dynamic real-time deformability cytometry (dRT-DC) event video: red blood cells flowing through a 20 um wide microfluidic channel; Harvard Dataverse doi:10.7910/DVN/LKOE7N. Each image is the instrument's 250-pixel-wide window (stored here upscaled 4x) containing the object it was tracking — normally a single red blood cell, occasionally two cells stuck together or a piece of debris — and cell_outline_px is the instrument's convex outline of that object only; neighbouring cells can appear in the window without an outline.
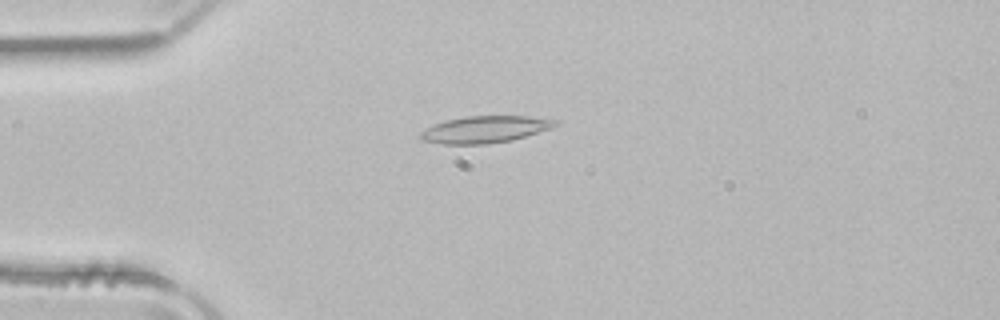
{"species": "common noctule bat (a hibernating species)", "species_latin": "Nyctalus noctula", "temperature_condition": "room temperature", "stored_images_in_passage": 45, "camera_frame_rate_fps": 3000, "um_per_image_px": 0.085, "animal": {"sex": "male", "body_mass_g": 21.5, "forearm_length_mm": 52.0}, "frame": {"image": 1, "passage_image": 7, "time_ms": 2.0, "image_size_px": [1000, 320], "cell_outline_px": [[560, 124], [552, 128], [512, 140], [488, 144], [444, 144], [424, 140], [420, 136], [420, 132], [436, 124], [448, 120], [464, 116], [528, 116], [560, 120]], "centroid_in_image_um": [41.31, 10.99], "position_along_channel_um": 43.7, "area_um2": 20.98}}
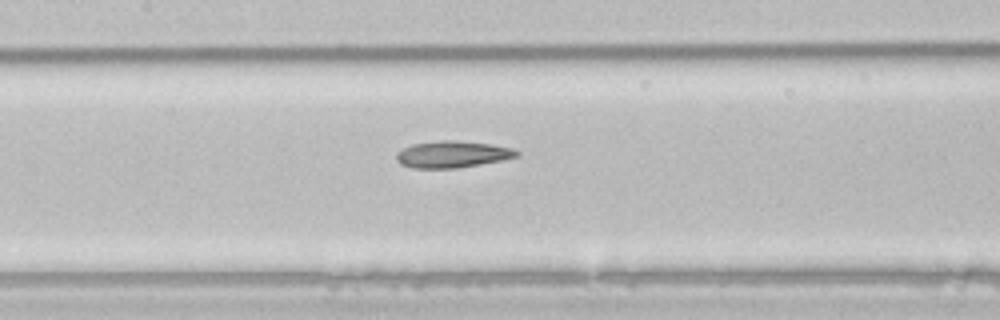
{"frame": {"image": 2, "passage_image": 18, "time_ms": 5.667, "image_size_px": [1000, 320], "cell_outline_px": [[520, 152], [516, 156], [504, 160], [456, 168], [412, 168], [400, 164], [396, 160], [396, 152], [412, 144], [440, 140], [456, 140], [492, 144], [512, 148]], "centroid_in_image_um": [38.43, 13.11], "position_along_channel_um": 169.0, "area_um2": 18.79}}
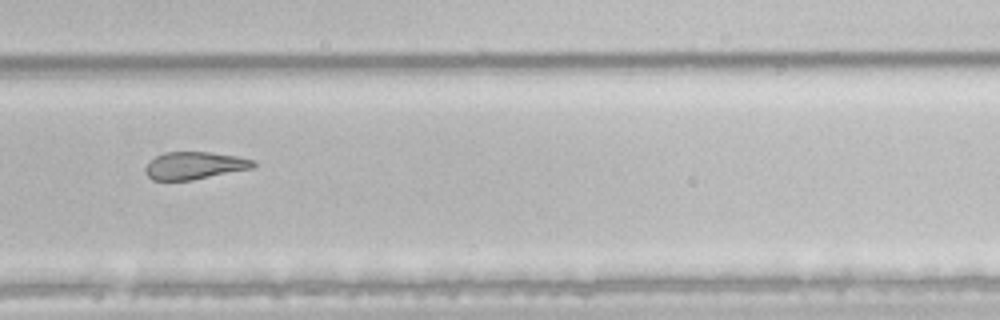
{"frame": {"image": 3, "passage_image": 29, "time_ms": 9.333, "image_size_px": [1000, 320], "cell_outline_px": [[256, 164], [252, 168], [192, 180], [152, 180], [144, 172], [144, 168], [148, 160], [164, 152], [212, 152], [236, 156], [252, 160]], "centroid_in_image_um": [16.46, 14.07], "position_along_channel_um": 313.3, "area_um2": 17.28}, "authors_computed_cell_mechanics": {"area_um2": 19.8254, "velocity_mm_per_s": 3.9602, "shape_relaxation_time_tau1_ms": null, "shape_relaxation_time_tau2_ms": 7.5209, "deformation_change_tau1": null, "deformation_change_tau2": 0.19}}